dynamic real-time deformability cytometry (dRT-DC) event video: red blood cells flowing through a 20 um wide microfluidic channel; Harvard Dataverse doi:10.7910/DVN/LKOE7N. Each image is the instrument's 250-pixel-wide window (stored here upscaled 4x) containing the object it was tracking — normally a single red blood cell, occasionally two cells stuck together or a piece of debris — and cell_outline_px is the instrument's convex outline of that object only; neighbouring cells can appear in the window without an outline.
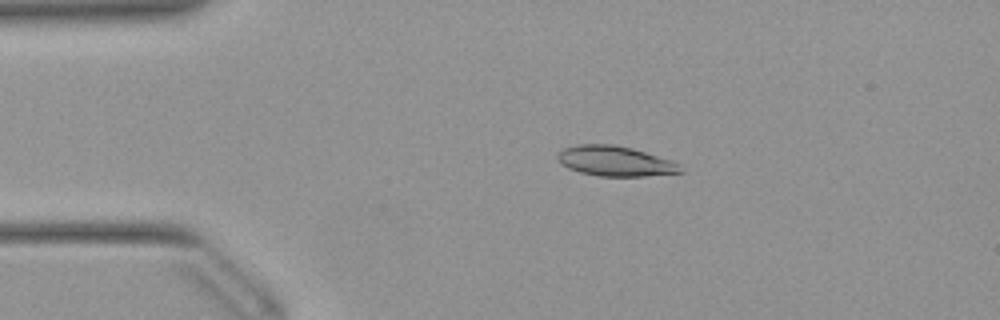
{"species": "Egyptian fruit bat (a non-hibernating species)", "species_latin": "Rousettus aegyptiacus", "temperature_condition": "warm", "stored_images_in_passage": 51, "camera_frame_rate_fps": 3000, "um_per_image_px": 0.085, "animal": {"sex": "female"}, "frame": {"image": 1, "passage_image": 10, "time_ms": 3.0, "image_size_px": [1000, 320], "cell_outline_px": [[684, 172], [644, 176], [600, 176], [580, 172], [568, 168], [556, 160], [556, 156], [564, 148], [576, 144], [616, 144], [632, 148], [672, 160], [680, 164]], "centroid_in_image_um": [52.29, 13.69], "position_along_channel_um": 32.7, "area_um2": 21.68}}
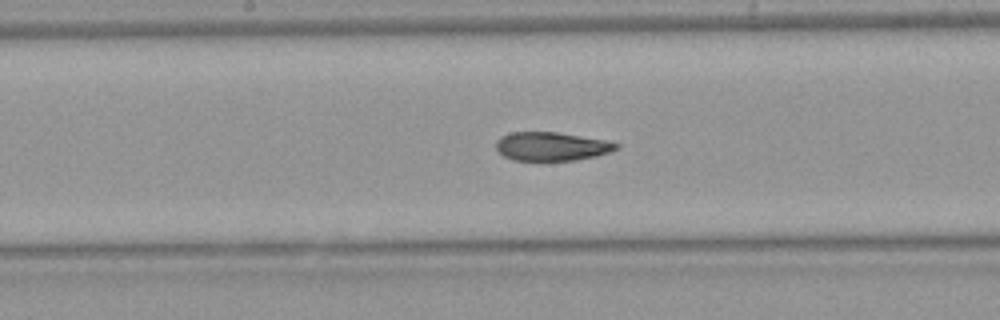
{"frame": {"image": 2, "passage_image": 26, "time_ms": 8.333, "image_size_px": [1000, 320], "cell_outline_px": [[620, 148], [596, 156], [576, 160], [512, 160], [504, 156], [496, 148], [496, 140], [500, 136], [512, 132], [556, 132], [604, 140], [620, 144]], "centroid_in_image_um": [46.86, 12.44], "position_along_channel_um": 201.3, "area_um2": 19.94}}
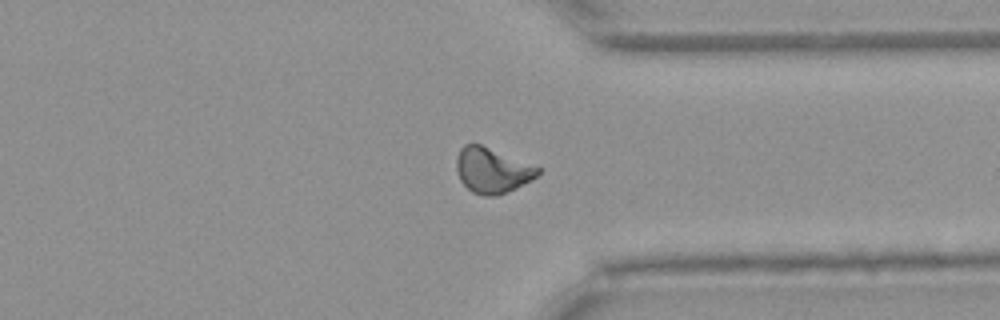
{"frame": {"image": 3, "passage_image": 39, "time_ms": 12.667, "image_size_px": [1000, 320], "cell_outline_px": [[540, 172], [532, 180], [496, 196], [484, 196], [472, 192], [460, 180], [456, 168], [456, 156], [460, 148], [464, 144], [480, 144], [540, 168]], "centroid_in_image_um": [41.79, 14.48], "position_along_channel_um": 369.6, "area_um2": 21.15}, "authors_computed_cell_mechanics": {"area_um2": 21.1548, "velocity_mm_per_s": 3.9338, "shape_relaxation_time_tau1_ms": null, "shape_relaxation_time_tau2_ms": 2.8623, "deformation_change_tau1": null, "deformation_change_tau2": 0.0822}}